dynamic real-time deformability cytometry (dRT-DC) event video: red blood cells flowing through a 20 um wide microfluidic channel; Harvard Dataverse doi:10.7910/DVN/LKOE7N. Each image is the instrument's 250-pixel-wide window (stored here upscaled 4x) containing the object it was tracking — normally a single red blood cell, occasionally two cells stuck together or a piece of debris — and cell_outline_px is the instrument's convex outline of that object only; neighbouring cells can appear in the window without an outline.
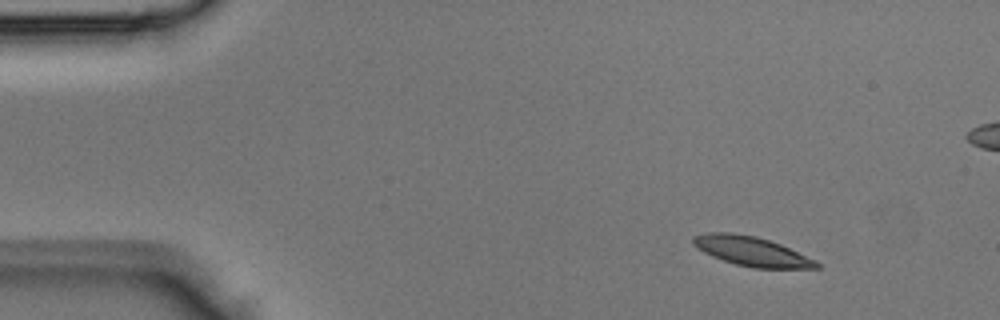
{"species": "Egyptian fruit bat (a non-hibernating species)", "species_latin": "Rousettus aegyptiacus", "temperature_condition": "room temperature", "stored_images_in_passage": 41, "camera_frame_rate_fps": 3000, "um_per_image_px": 0.085, "animal": {"sex": "male"}, "frame": {"image": 1, "passage_image": 1, "time_ms": 0.0, "image_size_px": [1000, 320], "cell_outline_px": [[820, 268], [752, 268], [736, 264], [712, 256], [696, 248], [692, 244], [692, 236], [708, 232], [732, 232], [756, 236], [780, 244], [816, 260], [820, 264]], "centroid_in_image_um": [63.86, 21.35], "position_along_channel_um": 21.1, "area_um2": 21.15}}
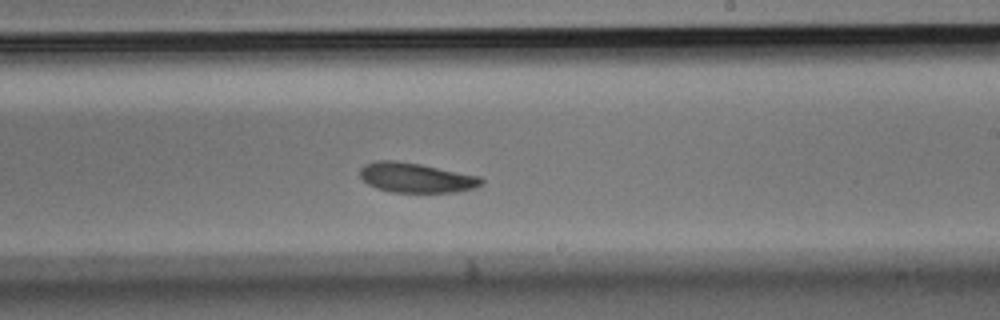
{"frame": {"image": 2, "passage_image": 22, "time_ms": 7.0, "image_size_px": [1000, 320], "cell_outline_px": [[484, 184], [476, 188], [456, 192], [392, 192], [376, 188], [368, 184], [360, 176], [360, 168], [364, 164], [376, 160], [396, 160], [420, 164], [480, 176], [484, 180]], "centroid_in_image_um": [35.38, 15.1], "position_along_channel_um": 253.6, "area_um2": 21.21}}
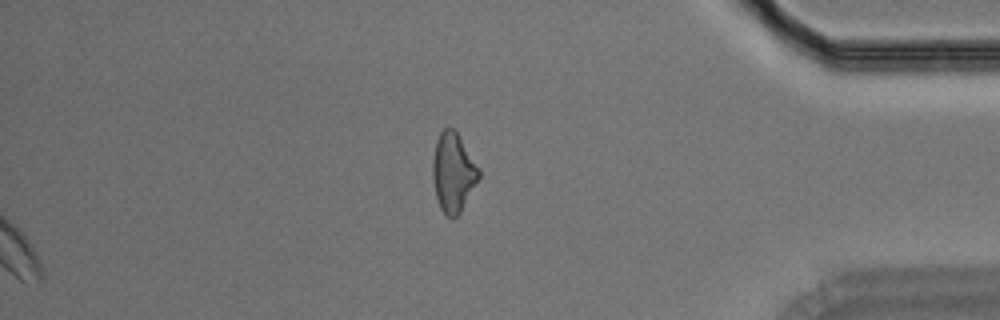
{"frame": {"image": 3, "passage_image": 41, "time_ms": 13.333, "image_size_px": [1000, 320], "cell_outline_px": [[480, 176], [460, 212], [452, 220], [440, 208], [436, 196], [432, 180], [432, 160], [436, 140], [440, 132], [444, 128], [452, 128], [460, 136], [480, 168]], "centroid_in_image_um": [38.51, 14.64], "position_along_channel_um": 396.7, "area_um2": 21.33}}